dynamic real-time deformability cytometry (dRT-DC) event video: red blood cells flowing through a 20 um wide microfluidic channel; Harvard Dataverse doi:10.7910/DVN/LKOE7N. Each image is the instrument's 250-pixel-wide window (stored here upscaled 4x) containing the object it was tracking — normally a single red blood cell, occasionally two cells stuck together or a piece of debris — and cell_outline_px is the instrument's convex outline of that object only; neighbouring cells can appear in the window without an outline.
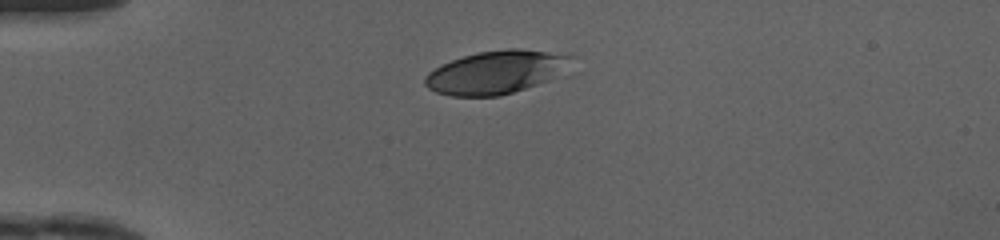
{"species": "human", "species_latin": "Homo sapiens", "temperature_condition": "cold", "stored_images_in_passage": 31, "camera_frame_rate_fps": 3000, "um_per_image_px": 0.085, "donor": {"sex": "female"}, "frame": {"image": 1, "passage_image": 1, "time_ms": 0.0, "image_size_px": [1000, 240], "cell_outline_px": [[576, 56], [548, 80], [500, 96], [452, 96], [436, 92], [428, 88], [424, 84], [424, 76], [428, 72], [452, 60], [464, 56], [480, 52], [508, 48], [520, 48]], "centroid_in_image_um": [42.08, 6.14], "position_along_channel_um": 42.9, "area_um2": 35.95}}
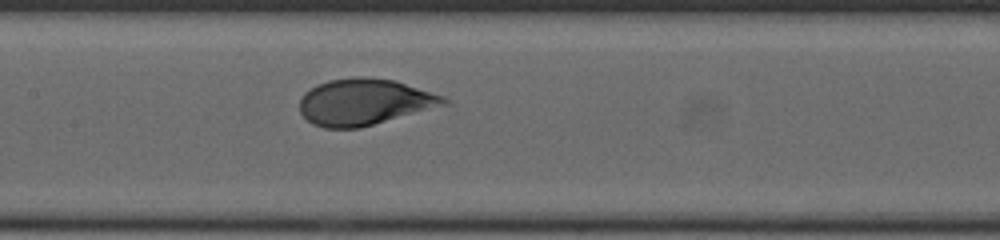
{"frame": {"image": 2, "passage_image": 13, "time_ms": 4.0, "image_size_px": [1000, 240], "cell_outline_px": [[452, 104], [360, 128], [324, 128], [312, 124], [300, 112], [300, 100], [304, 92], [316, 84], [328, 80], [360, 76], [364, 76], [396, 80], [444, 96]], "centroid_in_image_um": [31.01, 8.67], "position_along_channel_um": 176.4, "area_um2": 39.48}}
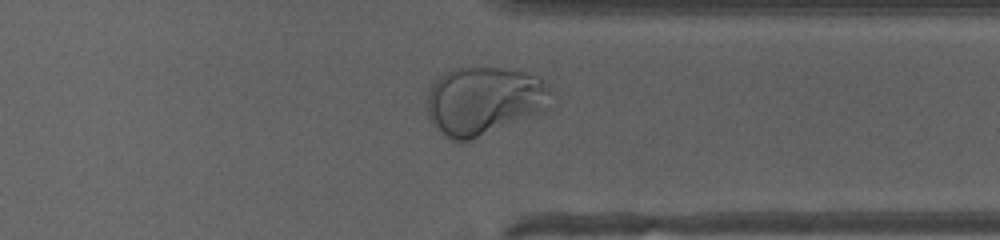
{"frame": {"image": 3, "passage_image": 27, "time_ms": 8.667, "image_size_px": [1000, 240], "cell_outline_px": [[548, 92], [544, 112], [472, 140], [460, 144], [444, 136], [428, 120], [428, 88], [444, 72], [456, 68], [504, 68], [524, 72], [540, 76], [548, 88]], "centroid_in_image_um": [41.09, 8.59], "position_along_channel_um": 370.3, "area_um2": 49.48}, "authors_computed_cell_mechanics": {"area_um2": 39.1306, "velocity_mm_per_s": 4.1494, "shape_relaxation_time_tau1_ms": 3.1512, "shape_relaxation_time_tau2_ms": null, "deformation_change_tau1": 0.1666, "deformation_change_tau2": null}}